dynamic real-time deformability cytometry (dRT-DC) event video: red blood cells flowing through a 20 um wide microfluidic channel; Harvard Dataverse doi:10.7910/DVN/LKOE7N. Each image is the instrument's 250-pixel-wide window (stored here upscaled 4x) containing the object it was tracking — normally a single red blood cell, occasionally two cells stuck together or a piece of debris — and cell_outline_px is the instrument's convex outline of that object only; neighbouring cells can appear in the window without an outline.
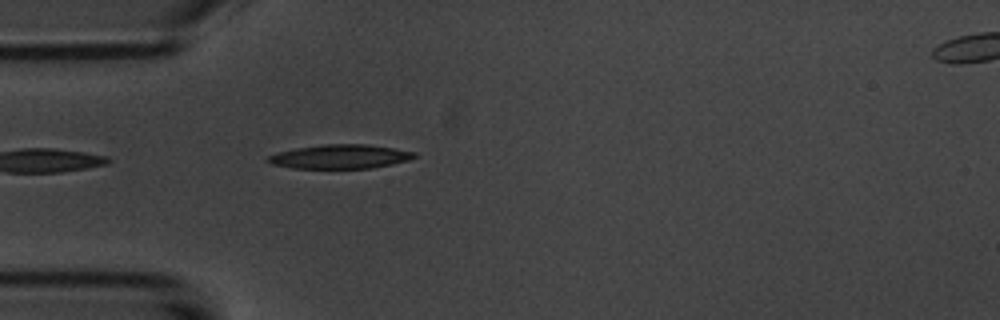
{"species": "common noctule bat (a hibernating species)", "species_latin": "Nyctalus noctula", "temperature_condition": "room temperature", "stored_images_in_passage": 15, "camera_frame_rate_fps": 3000, "um_per_image_px": 0.085, "animal": {"sex": "male", "body_mass_g": 20.1, "forearm_length_mm": 53.5}, "frame": {"image": 1, "passage_image": 1, "time_ms": 0.0, "image_size_px": [1000, 320], "cell_outline_px": [[420, 156], [408, 160], [392, 164], [372, 168], [292, 168], [272, 164], [264, 160], [268, 156], [280, 152], [296, 148], [324, 144], [368, 144], [416, 152]], "centroid_in_image_um": [28.94, 13.31], "position_along_channel_um": 56.1, "area_um2": 20.52}}
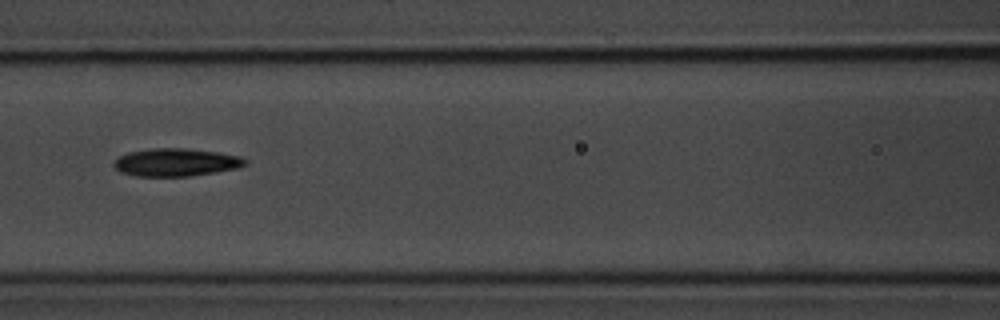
{"frame": {"image": 2, "passage_image": 9, "time_ms": 2.667, "image_size_px": [1000, 320], "cell_outline_px": [[248, 164], [236, 168], [216, 172], [188, 176], [136, 176], [120, 172], [112, 164], [120, 156], [128, 152], [152, 148], [188, 148], [216, 152], [240, 156], [248, 160]], "centroid_in_image_um": [14.97, 13.79], "position_along_channel_um": 151.6, "area_um2": 21.27}}